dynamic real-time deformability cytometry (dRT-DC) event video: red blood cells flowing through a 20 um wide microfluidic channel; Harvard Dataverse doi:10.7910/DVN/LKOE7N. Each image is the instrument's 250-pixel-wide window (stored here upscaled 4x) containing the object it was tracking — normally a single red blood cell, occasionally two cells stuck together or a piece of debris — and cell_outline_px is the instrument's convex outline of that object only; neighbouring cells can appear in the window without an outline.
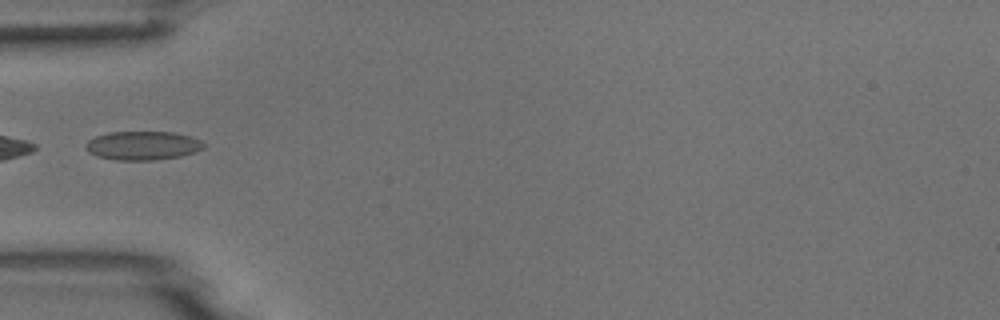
{"species": "common noctule bat (a hibernating species)", "species_latin": "Nyctalus noctula", "temperature_condition": "room temperature", "stored_images_in_passage": 6, "camera_frame_rate_fps": 3000, "um_per_image_px": 0.085, "animal": {"sex": "male", "body_mass_g": 18.8}, "frame": {"image": 1, "passage_image": 5, "time_ms": 4.667, "image_size_px": [1000, 320], "cell_outline_px": [[208, 144], [204, 148], [196, 152], [180, 156], [156, 160], [116, 160], [96, 156], [88, 152], [84, 148], [84, 144], [88, 140], [96, 136], [108, 132], [172, 132], [192, 136]], "centroid_in_image_um": [12.14, 12.37], "position_along_channel_um": 72.9, "area_um2": 20.11}}